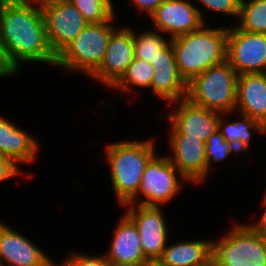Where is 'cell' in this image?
Here are the masks:
<instances>
[{
	"instance_id": "obj_11",
	"label": "cell",
	"mask_w": 266,
	"mask_h": 266,
	"mask_svg": "<svg viewBox=\"0 0 266 266\" xmlns=\"http://www.w3.org/2000/svg\"><path fill=\"white\" fill-rule=\"evenodd\" d=\"M171 127L170 147L174 154L173 157L167 156L168 160L179 171L182 179L201 182L207 176L206 143L180 133L173 125Z\"/></svg>"
},
{
	"instance_id": "obj_29",
	"label": "cell",
	"mask_w": 266,
	"mask_h": 266,
	"mask_svg": "<svg viewBox=\"0 0 266 266\" xmlns=\"http://www.w3.org/2000/svg\"><path fill=\"white\" fill-rule=\"evenodd\" d=\"M17 166L13 160L0 155V182L17 176L19 173Z\"/></svg>"
},
{
	"instance_id": "obj_33",
	"label": "cell",
	"mask_w": 266,
	"mask_h": 266,
	"mask_svg": "<svg viewBox=\"0 0 266 266\" xmlns=\"http://www.w3.org/2000/svg\"><path fill=\"white\" fill-rule=\"evenodd\" d=\"M143 266H162V265H160L157 261H149Z\"/></svg>"
},
{
	"instance_id": "obj_10",
	"label": "cell",
	"mask_w": 266,
	"mask_h": 266,
	"mask_svg": "<svg viewBox=\"0 0 266 266\" xmlns=\"http://www.w3.org/2000/svg\"><path fill=\"white\" fill-rule=\"evenodd\" d=\"M129 206L126 215L136 225L144 256L156 261L162 254L167 242V226L160 207L125 204ZM137 209V210H136Z\"/></svg>"
},
{
	"instance_id": "obj_31",
	"label": "cell",
	"mask_w": 266,
	"mask_h": 266,
	"mask_svg": "<svg viewBox=\"0 0 266 266\" xmlns=\"http://www.w3.org/2000/svg\"><path fill=\"white\" fill-rule=\"evenodd\" d=\"M263 205L266 206V199H264V203ZM254 226L266 236V208H265V212L263 213L261 219L259 220L258 223H256V225L254 224Z\"/></svg>"
},
{
	"instance_id": "obj_27",
	"label": "cell",
	"mask_w": 266,
	"mask_h": 266,
	"mask_svg": "<svg viewBox=\"0 0 266 266\" xmlns=\"http://www.w3.org/2000/svg\"><path fill=\"white\" fill-rule=\"evenodd\" d=\"M202 5L211 11L239 16L241 0H199Z\"/></svg>"
},
{
	"instance_id": "obj_30",
	"label": "cell",
	"mask_w": 266,
	"mask_h": 266,
	"mask_svg": "<svg viewBox=\"0 0 266 266\" xmlns=\"http://www.w3.org/2000/svg\"><path fill=\"white\" fill-rule=\"evenodd\" d=\"M136 7L151 15L165 0H132Z\"/></svg>"
},
{
	"instance_id": "obj_14",
	"label": "cell",
	"mask_w": 266,
	"mask_h": 266,
	"mask_svg": "<svg viewBox=\"0 0 266 266\" xmlns=\"http://www.w3.org/2000/svg\"><path fill=\"white\" fill-rule=\"evenodd\" d=\"M173 103H178L179 107L174 113H169L167 118L180 133L206 143L218 130L219 113L195 105L187 98Z\"/></svg>"
},
{
	"instance_id": "obj_1",
	"label": "cell",
	"mask_w": 266,
	"mask_h": 266,
	"mask_svg": "<svg viewBox=\"0 0 266 266\" xmlns=\"http://www.w3.org/2000/svg\"><path fill=\"white\" fill-rule=\"evenodd\" d=\"M0 54L12 74L19 71L21 62L56 63L40 0H0Z\"/></svg>"
},
{
	"instance_id": "obj_9",
	"label": "cell",
	"mask_w": 266,
	"mask_h": 266,
	"mask_svg": "<svg viewBox=\"0 0 266 266\" xmlns=\"http://www.w3.org/2000/svg\"><path fill=\"white\" fill-rule=\"evenodd\" d=\"M176 170L167 155H155L147 164L141 178L138 194L144 196V199L138 205L160 207L173 199L181 187L177 173L182 176Z\"/></svg>"
},
{
	"instance_id": "obj_12",
	"label": "cell",
	"mask_w": 266,
	"mask_h": 266,
	"mask_svg": "<svg viewBox=\"0 0 266 266\" xmlns=\"http://www.w3.org/2000/svg\"><path fill=\"white\" fill-rule=\"evenodd\" d=\"M133 31L125 27L111 34L103 61L92 77L113 88L134 59Z\"/></svg>"
},
{
	"instance_id": "obj_6",
	"label": "cell",
	"mask_w": 266,
	"mask_h": 266,
	"mask_svg": "<svg viewBox=\"0 0 266 266\" xmlns=\"http://www.w3.org/2000/svg\"><path fill=\"white\" fill-rule=\"evenodd\" d=\"M217 266H266V236L253 224H236L224 238L213 242Z\"/></svg>"
},
{
	"instance_id": "obj_7",
	"label": "cell",
	"mask_w": 266,
	"mask_h": 266,
	"mask_svg": "<svg viewBox=\"0 0 266 266\" xmlns=\"http://www.w3.org/2000/svg\"><path fill=\"white\" fill-rule=\"evenodd\" d=\"M46 35L57 55L89 23L69 0H40Z\"/></svg>"
},
{
	"instance_id": "obj_15",
	"label": "cell",
	"mask_w": 266,
	"mask_h": 266,
	"mask_svg": "<svg viewBox=\"0 0 266 266\" xmlns=\"http://www.w3.org/2000/svg\"><path fill=\"white\" fill-rule=\"evenodd\" d=\"M150 63L154 67L151 90L155 95L169 102H177L186 98L187 83L178 71L170 41L159 51L154 62Z\"/></svg>"
},
{
	"instance_id": "obj_3",
	"label": "cell",
	"mask_w": 266,
	"mask_h": 266,
	"mask_svg": "<svg viewBox=\"0 0 266 266\" xmlns=\"http://www.w3.org/2000/svg\"><path fill=\"white\" fill-rule=\"evenodd\" d=\"M153 144V140H145L107 145L111 182L121 205L134 204L145 168L155 156Z\"/></svg>"
},
{
	"instance_id": "obj_4",
	"label": "cell",
	"mask_w": 266,
	"mask_h": 266,
	"mask_svg": "<svg viewBox=\"0 0 266 266\" xmlns=\"http://www.w3.org/2000/svg\"><path fill=\"white\" fill-rule=\"evenodd\" d=\"M238 74L225 62L208 68L187 83L186 98L217 113L234 112Z\"/></svg>"
},
{
	"instance_id": "obj_26",
	"label": "cell",
	"mask_w": 266,
	"mask_h": 266,
	"mask_svg": "<svg viewBox=\"0 0 266 266\" xmlns=\"http://www.w3.org/2000/svg\"><path fill=\"white\" fill-rule=\"evenodd\" d=\"M234 151L237 154L239 153L231 143L223 138L218 130L212 134L206 142L207 173L209 171L211 161L220 162L226 159Z\"/></svg>"
},
{
	"instance_id": "obj_2",
	"label": "cell",
	"mask_w": 266,
	"mask_h": 266,
	"mask_svg": "<svg viewBox=\"0 0 266 266\" xmlns=\"http://www.w3.org/2000/svg\"><path fill=\"white\" fill-rule=\"evenodd\" d=\"M199 30L169 39L181 77L189 83L208 68L227 60L228 29Z\"/></svg>"
},
{
	"instance_id": "obj_23",
	"label": "cell",
	"mask_w": 266,
	"mask_h": 266,
	"mask_svg": "<svg viewBox=\"0 0 266 266\" xmlns=\"http://www.w3.org/2000/svg\"><path fill=\"white\" fill-rule=\"evenodd\" d=\"M153 71L154 67L150 62L134 58L132 63L128 66L125 74L113 87L115 89H121L122 91H129L132 89L130 87L131 85L151 88Z\"/></svg>"
},
{
	"instance_id": "obj_5",
	"label": "cell",
	"mask_w": 266,
	"mask_h": 266,
	"mask_svg": "<svg viewBox=\"0 0 266 266\" xmlns=\"http://www.w3.org/2000/svg\"><path fill=\"white\" fill-rule=\"evenodd\" d=\"M88 24L57 55L55 65L69 70H82L90 76L100 67L111 34L116 30L111 22Z\"/></svg>"
},
{
	"instance_id": "obj_21",
	"label": "cell",
	"mask_w": 266,
	"mask_h": 266,
	"mask_svg": "<svg viewBox=\"0 0 266 266\" xmlns=\"http://www.w3.org/2000/svg\"><path fill=\"white\" fill-rule=\"evenodd\" d=\"M220 115L223 114L219 113L218 131L226 141L231 143L238 150L239 153L241 151L244 152V150H249V142L251 141L250 138L252 136L251 129L257 130L262 134H266V127L262 123L257 122L255 119H252L247 115L241 114L243 118V120H241L242 122L231 121L227 124Z\"/></svg>"
},
{
	"instance_id": "obj_8",
	"label": "cell",
	"mask_w": 266,
	"mask_h": 266,
	"mask_svg": "<svg viewBox=\"0 0 266 266\" xmlns=\"http://www.w3.org/2000/svg\"><path fill=\"white\" fill-rule=\"evenodd\" d=\"M227 61L238 75L266 73V34L228 29Z\"/></svg>"
},
{
	"instance_id": "obj_13",
	"label": "cell",
	"mask_w": 266,
	"mask_h": 266,
	"mask_svg": "<svg viewBox=\"0 0 266 266\" xmlns=\"http://www.w3.org/2000/svg\"><path fill=\"white\" fill-rule=\"evenodd\" d=\"M153 25L171 38L199 30L205 23L198 8L186 0H165L150 15Z\"/></svg>"
},
{
	"instance_id": "obj_20",
	"label": "cell",
	"mask_w": 266,
	"mask_h": 266,
	"mask_svg": "<svg viewBox=\"0 0 266 266\" xmlns=\"http://www.w3.org/2000/svg\"><path fill=\"white\" fill-rule=\"evenodd\" d=\"M212 253V241H184L166 246L156 261L162 266H202Z\"/></svg>"
},
{
	"instance_id": "obj_22",
	"label": "cell",
	"mask_w": 266,
	"mask_h": 266,
	"mask_svg": "<svg viewBox=\"0 0 266 266\" xmlns=\"http://www.w3.org/2000/svg\"><path fill=\"white\" fill-rule=\"evenodd\" d=\"M238 18L240 30L266 34V0H241Z\"/></svg>"
},
{
	"instance_id": "obj_28",
	"label": "cell",
	"mask_w": 266,
	"mask_h": 266,
	"mask_svg": "<svg viewBox=\"0 0 266 266\" xmlns=\"http://www.w3.org/2000/svg\"><path fill=\"white\" fill-rule=\"evenodd\" d=\"M60 266H112L106 258L102 256H86V254H70Z\"/></svg>"
},
{
	"instance_id": "obj_24",
	"label": "cell",
	"mask_w": 266,
	"mask_h": 266,
	"mask_svg": "<svg viewBox=\"0 0 266 266\" xmlns=\"http://www.w3.org/2000/svg\"><path fill=\"white\" fill-rule=\"evenodd\" d=\"M133 41L134 58L148 62H154L159 51L169 43L159 33L153 31L144 32L139 37L133 32Z\"/></svg>"
},
{
	"instance_id": "obj_17",
	"label": "cell",
	"mask_w": 266,
	"mask_h": 266,
	"mask_svg": "<svg viewBox=\"0 0 266 266\" xmlns=\"http://www.w3.org/2000/svg\"><path fill=\"white\" fill-rule=\"evenodd\" d=\"M106 260L112 266H143L149 260L144 256L136 225L125 214L118 223Z\"/></svg>"
},
{
	"instance_id": "obj_25",
	"label": "cell",
	"mask_w": 266,
	"mask_h": 266,
	"mask_svg": "<svg viewBox=\"0 0 266 266\" xmlns=\"http://www.w3.org/2000/svg\"><path fill=\"white\" fill-rule=\"evenodd\" d=\"M91 23H104L110 21L114 15L111 0H69Z\"/></svg>"
},
{
	"instance_id": "obj_19",
	"label": "cell",
	"mask_w": 266,
	"mask_h": 266,
	"mask_svg": "<svg viewBox=\"0 0 266 266\" xmlns=\"http://www.w3.org/2000/svg\"><path fill=\"white\" fill-rule=\"evenodd\" d=\"M38 143L32 135L0 117V155L17 162H32L38 152Z\"/></svg>"
},
{
	"instance_id": "obj_16",
	"label": "cell",
	"mask_w": 266,
	"mask_h": 266,
	"mask_svg": "<svg viewBox=\"0 0 266 266\" xmlns=\"http://www.w3.org/2000/svg\"><path fill=\"white\" fill-rule=\"evenodd\" d=\"M58 266L28 238L0 223V263L5 266Z\"/></svg>"
},
{
	"instance_id": "obj_32",
	"label": "cell",
	"mask_w": 266,
	"mask_h": 266,
	"mask_svg": "<svg viewBox=\"0 0 266 266\" xmlns=\"http://www.w3.org/2000/svg\"><path fill=\"white\" fill-rule=\"evenodd\" d=\"M11 71L6 67V65L4 64L1 54H0V76H8L11 75Z\"/></svg>"
},
{
	"instance_id": "obj_18",
	"label": "cell",
	"mask_w": 266,
	"mask_h": 266,
	"mask_svg": "<svg viewBox=\"0 0 266 266\" xmlns=\"http://www.w3.org/2000/svg\"><path fill=\"white\" fill-rule=\"evenodd\" d=\"M236 108L266 127V73L238 75Z\"/></svg>"
},
{
	"instance_id": "obj_34",
	"label": "cell",
	"mask_w": 266,
	"mask_h": 266,
	"mask_svg": "<svg viewBox=\"0 0 266 266\" xmlns=\"http://www.w3.org/2000/svg\"><path fill=\"white\" fill-rule=\"evenodd\" d=\"M202 266H217L216 261L212 258L210 261H208L205 265Z\"/></svg>"
}]
</instances>
